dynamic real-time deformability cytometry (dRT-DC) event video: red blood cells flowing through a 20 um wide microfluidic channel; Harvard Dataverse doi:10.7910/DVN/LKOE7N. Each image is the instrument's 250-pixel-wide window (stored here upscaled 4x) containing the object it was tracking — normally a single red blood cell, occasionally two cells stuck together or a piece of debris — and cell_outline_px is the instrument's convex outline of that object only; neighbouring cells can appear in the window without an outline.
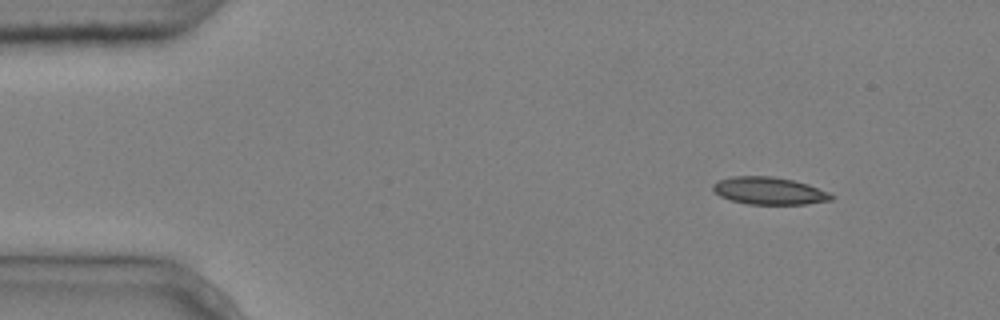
{"species": "common noctule bat (a hibernating species)", "species_latin": "Nyctalus noctula", "temperature_condition": "cold", "stored_images_in_passage": 7, "camera_frame_rate_fps": 3000, "um_per_image_px": 0.085, "animal": {"sex": "male", "body_mass_g": 20.4}, "frame": {"image": 1, "passage_image": 1, "time_ms": 0.0, "image_size_px": [1000, 320], "cell_outline_px": [[836, 196], [832, 200], [808, 204], [748, 204], [732, 200], [720, 196], [712, 188], [712, 184], [720, 180], [732, 176], [772, 176], [792, 180], [808, 184], [832, 192]], "centroid_in_image_um": [65.45, 16.22], "position_along_channel_um": 19.6, "area_um2": 19.02}}